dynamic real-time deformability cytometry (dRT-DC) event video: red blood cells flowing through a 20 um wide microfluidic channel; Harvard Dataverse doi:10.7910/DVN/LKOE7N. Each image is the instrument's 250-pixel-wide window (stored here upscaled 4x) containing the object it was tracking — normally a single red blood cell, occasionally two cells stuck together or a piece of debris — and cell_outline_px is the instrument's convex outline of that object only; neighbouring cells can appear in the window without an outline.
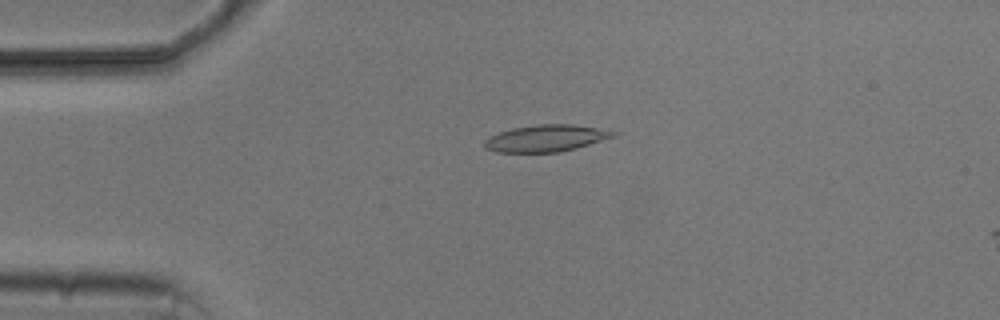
{"species": "common noctule bat (a hibernating species)", "species_latin": "Nyctalus noctula", "temperature_condition": "cold", "stored_images_in_passage": 4, "camera_frame_rate_fps": 3000, "um_per_image_px": 0.085, "animal": {"sex": "male", "body_mass_g": 20.5, "forearm_length_mm": 52.5}, "frame": {"image": 1, "passage_image": 3, "time_ms": 3.333, "image_size_px": [1000, 320], "cell_outline_px": [[616, 136], [576, 148], [560, 152], [496, 152], [484, 148], [484, 140], [488, 136], [512, 128], [540, 124], [572, 124], [596, 128], [616, 132]], "centroid_in_image_um": [46.36, 11.75], "position_along_channel_um": 38.6, "area_um2": 20.0}}